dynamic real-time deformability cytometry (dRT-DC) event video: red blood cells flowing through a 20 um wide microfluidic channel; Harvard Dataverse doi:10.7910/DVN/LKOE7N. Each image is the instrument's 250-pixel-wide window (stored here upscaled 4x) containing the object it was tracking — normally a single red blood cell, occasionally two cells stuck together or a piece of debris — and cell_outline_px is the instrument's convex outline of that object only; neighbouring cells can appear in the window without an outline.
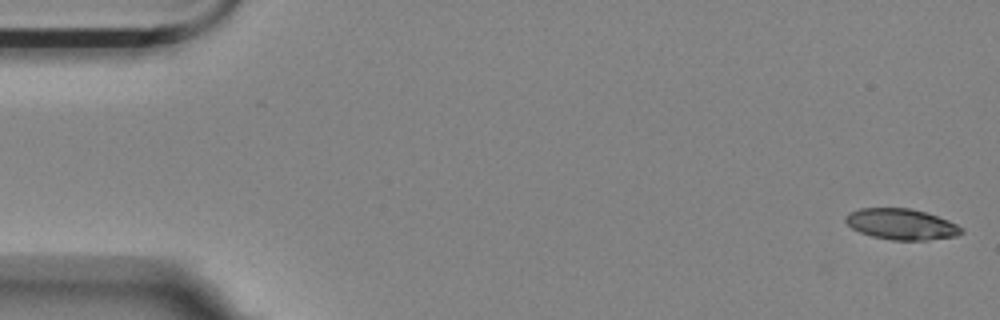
{"species": "Egyptian fruit bat (a non-hibernating species)", "species_latin": "Rousettus aegyptiacus", "temperature_condition": "room temperature", "stored_images_in_passage": 6, "camera_frame_rate_fps": 3000, "um_per_image_px": 0.085, "animal": {"sex": "female"}, "frame": {"image": 1, "passage_image": 1, "time_ms": 0.0, "image_size_px": [1000, 320], "cell_outline_px": [[964, 232], [956, 236], [928, 240], [892, 240], [872, 236], [860, 232], [852, 228], [844, 220], [844, 216], [848, 212], [860, 208], [908, 208], [924, 212], [948, 220], [964, 228]], "centroid_in_image_um": [76.6, 19.06], "position_along_channel_um": 8.4, "area_um2": 20.87}}
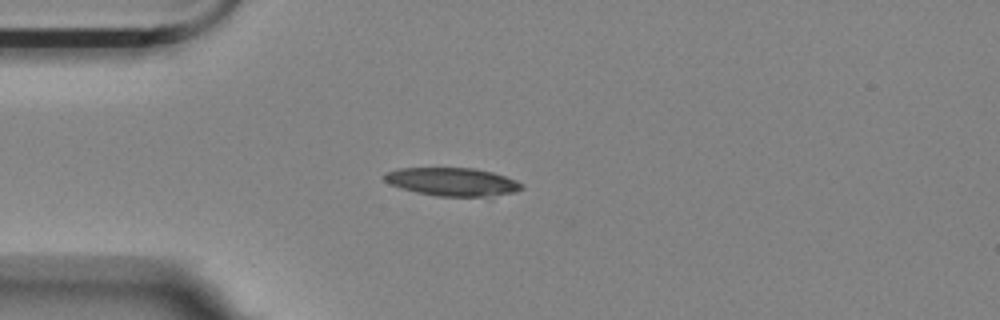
{"frame": {"image": 2, "passage_image": 4, "time_ms": 4.333, "image_size_px": [1000, 320], "cell_outline_px": [[524, 188], [516, 192], [488, 196], [436, 196], [416, 192], [400, 188], [388, 184], [384, 180], [384, 172], [400, 168], [472, 168], [492, 172], [516, 180], [524, 184]], "centroid_in_image_um": [38.43, 15.45], "position_along_channel_um": 46.6, "area_um2": 22.6}}